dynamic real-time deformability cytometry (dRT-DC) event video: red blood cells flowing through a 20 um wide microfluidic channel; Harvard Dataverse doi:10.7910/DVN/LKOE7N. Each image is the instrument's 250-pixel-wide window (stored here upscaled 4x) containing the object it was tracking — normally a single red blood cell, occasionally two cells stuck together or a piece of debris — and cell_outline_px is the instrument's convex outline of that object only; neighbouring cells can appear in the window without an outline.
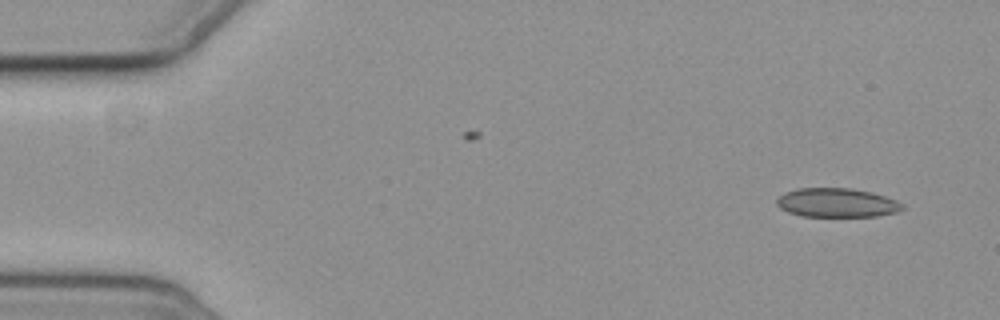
{"species": "common noctule bat (a hibernating species)", "species_latin": "Nyctalus noctula", "temperature_condition": "cold", "stored_images_in_passage": 3, "camera_frame_rate_fps": 3000, "um_per_image_px": 0.085, "animal": {"sex": "female", "body_mass_g": 19.3, "forearm_length_mm": 54.1}, "frame": {"image": 1, "passage_image": 3, "time_ms": 2.333, "image_size_px": [1000, 320], "cell_outline_px": [[904, 208], [896, 212], [876, 216], [804, 216], [788, 212], [780, 208], [776, 204], [776, 200], [784, 192], [796, 188], [852, 188], [872, 192], [896, 200], [904, 204]], "centroid_in_image_um": [71.12, 17.22], "position_along_channel_um": 13.9, "area_um2": 21.27}}